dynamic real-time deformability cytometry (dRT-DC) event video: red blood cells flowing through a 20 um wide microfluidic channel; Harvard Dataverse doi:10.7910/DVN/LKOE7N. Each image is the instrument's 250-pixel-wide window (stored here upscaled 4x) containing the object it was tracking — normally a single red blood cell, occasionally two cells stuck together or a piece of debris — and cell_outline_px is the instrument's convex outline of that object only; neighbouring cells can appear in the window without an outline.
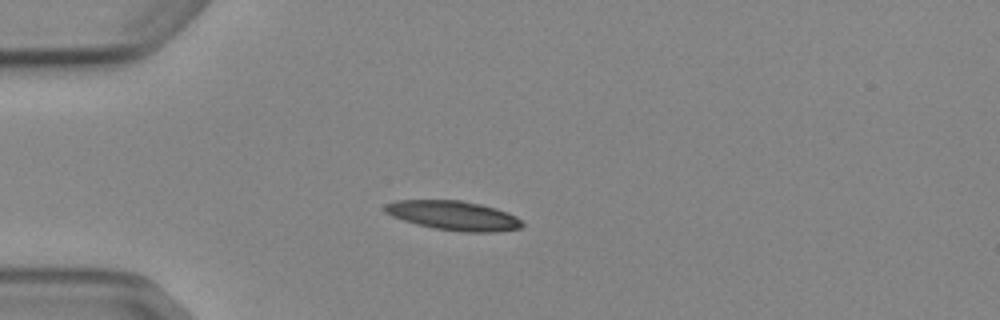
{"species": "Egyptian fruit bat (a non-hibernating species)", "species_latin": "Rousettus aegyptiacus", "temperature_condition": "cold", "stored_images_in_passage": 6, "camera_frame_rate_fps": 3000, "um_per_image_px": 0.085, "animal": {"sex": "female"}, "frame": {"image": 1, "passage_image": 4, "time_ms": 3.667, "image_size_px": [1000, 320], "cell_outline_px": [[524, 224], [520, 228], [492, 232], [460, 232], [432, 228], [416, 224], [392, 216], [384, 212], [384, 204], [396, 200], [460, 200], [480, 204], [496, 208], [508, 212], [516, 216]], "centroid_in_image_um": [38.53, 18.32], "position_along_channel_um": 46.5, "area_um2": 23.58}}
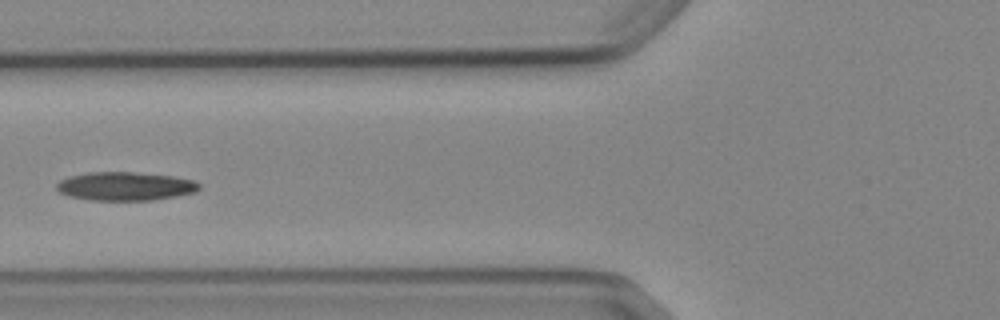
{"frame": {"image": 2, "passage_image": 6, "time_ms": 6.0, "image_size_px": [1000, 320], "cell_outline_px": [[200, 188], [196, 192], [176, 196], [152, 200], [92, 200], [68, 196], [60, 192], [56, 188], [56, 184], [60, 180], [68, 176], [88, 172], [132, 172], [172, 176], [196, 180], [200, 184]], "centroid_in_image_um": [10.65, 15.82], "position_along_channel_um": 115.1, "area_um2": 23.81}}